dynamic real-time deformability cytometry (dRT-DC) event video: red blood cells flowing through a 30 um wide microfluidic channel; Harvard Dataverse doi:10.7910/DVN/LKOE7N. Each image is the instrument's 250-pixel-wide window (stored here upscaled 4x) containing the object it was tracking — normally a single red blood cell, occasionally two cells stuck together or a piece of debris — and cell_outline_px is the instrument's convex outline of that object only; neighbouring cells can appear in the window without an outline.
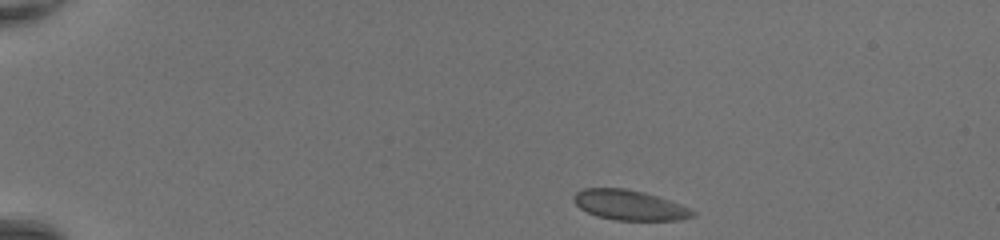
{"species": "common noctule bat (a hibernating species)", "species_latin": "Nyctalus noctula", "temperature_condition": "room temperature", "stored_images_in_passage": 40, "camera_frame_rate_fps": 3000, "um_per_image_px": 0.085, "animal": {"sex": "female", "body_mass_g": 20.0, "forearm_length_mm": 54.0}, "frame": {"image": 1, "passage_image": 1, "time_ms": 0.0, "image_size_px": [1000, 240], "cell_outline_px": [[696, 216], [680, 220], [616, 220], [596, 216], [580, 208], [572, 200], [572, 196], [576, 192], [584, 188], [624, 188], [644, 192], [680, 204], [696, 212]], "centroid_in_image_um": [53.49, 17.43], "position_along_channel_um": 31.5, "area_um2": 20.81}}
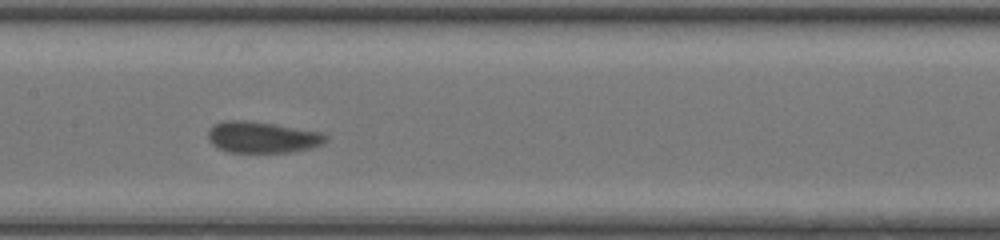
{"frame": {"image": 2, "passage_image": 18, "time_ms": 5.667, "image_size_px": [1000, 240], "cell_outline_px": [[328, 140], [324, 144], [312, 148], [288, 152], [228, 152], [212, 144], [208, 140], [208, 128], [212, 124], [224, 120], [244, 120], [276, 124], [324, 132], [328, 136]], "centroid_in_image_um": [22.32, 11.65], "position_along_channel_um": 185.1, "area_um2": 21.85}}
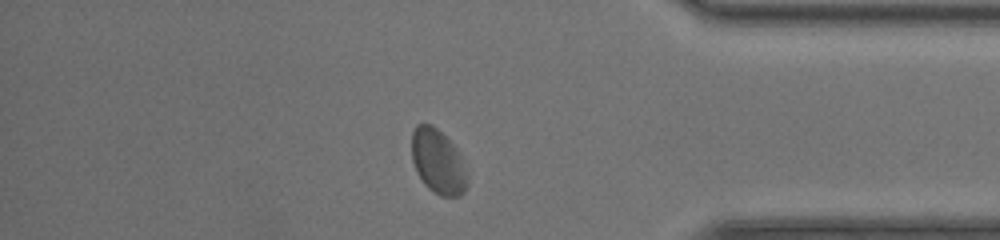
{"frame": {"image": 3, "passage_image": 34, "time_ms": 11.0, "image_size_px": [1000, 240], "cell_outline_px": [[468, 184], [464, 192], [460, 196], [440, 196], [428, 188], [424, 184], [416, 172], [412, 160], [412, 132], [416, 124], [432, 124], [456, 148], [460, 156], [468, 176]], "centroid_in_image_um": [37.22, 13.76], "position_along_channel_um": 398.0, "area_um2": 20.87}, "authors_computed_cell_mechanics": {"area_um2": 21.097, "velocity_mm_per_s": 4.3104, "shape_relaxation_time_tau1_ms": 2.9234, "shape_relaxation_time_tau2_ms": null, "deformation_change_tau1": 0.0761, "deformation_change_tau2": null}}